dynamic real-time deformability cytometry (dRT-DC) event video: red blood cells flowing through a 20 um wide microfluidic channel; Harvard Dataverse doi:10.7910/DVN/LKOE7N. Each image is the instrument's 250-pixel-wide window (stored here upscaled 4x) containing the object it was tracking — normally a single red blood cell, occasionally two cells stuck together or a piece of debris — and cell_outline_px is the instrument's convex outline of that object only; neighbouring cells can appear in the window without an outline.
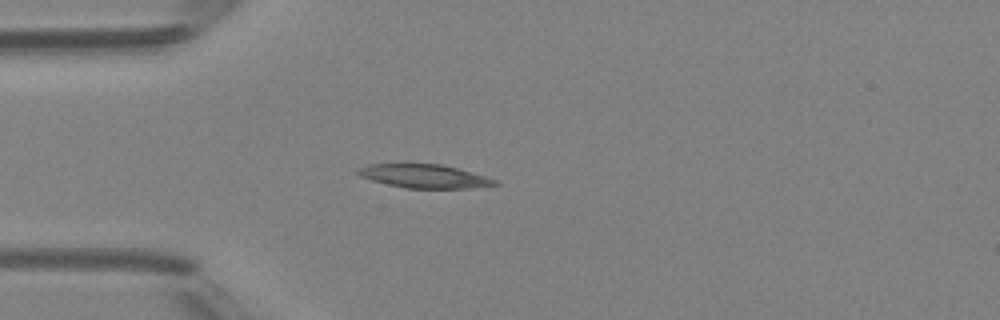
{"species": "Egyptian fruit bat (a non-hibernating species)", "species_latin": "Rousettus aegyptiacus", "temperature_condition": "room temperature", "stored_images_in_passage": 36, "camera_frame_rate_fps": 3000, "um_per_image_px": 0.085, "animal": {"sex": "female"}, "frame": {"image": 1, "passage_image": 1, "time_ms": 0.0, "image_size_px": [1000, 320], "cell_outline_px": [[500, 184], [468, 188], [404, 188], [372, 180], [360, 176], [356, 172], [356, 168], [368, 164], [440, 164], [456, 168], [484, 176], [496, 180]], "centroid_in_image_um": [36.01, 14.97], "position_along_channel_um": 49.0, "area_um2": 18.55}}
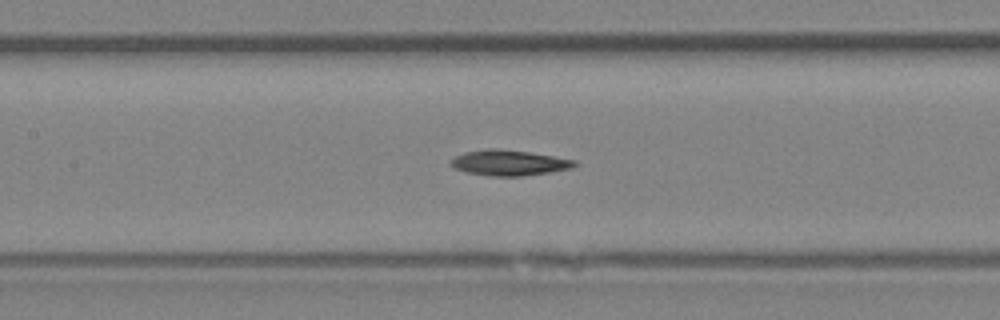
{"frame": {"image": 2, "passage_image": 10, "time_ms": 3.0, "image_size_px": [1000, 320], "cell_outline_px": [[576, 164], [572, 168], [548, 172], [520, 176], [492, 176], [468, 172], [456, 168], [448, 164], [456, 156], [468, 152], [488, 148], [496, 148], [528, 152], [576, 160]], "centroid_in_image_um": [43.27, 13.83], "position_along_channel_um": 164.1, "area_um2": 17.98}}
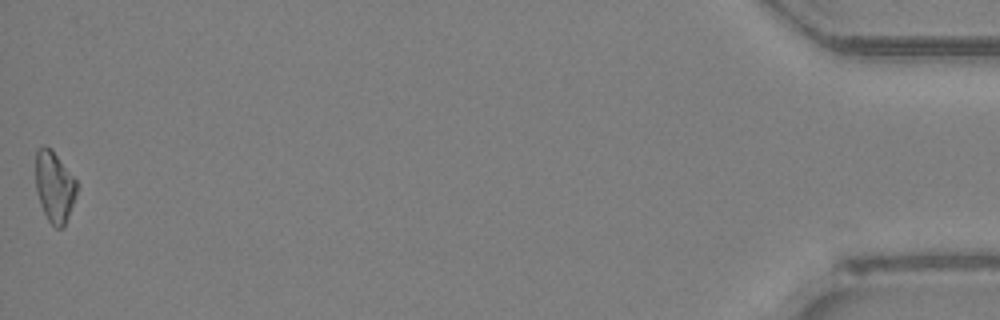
{"frame": {"image": 3, "passage_image": 36, "time_ms": 11.667, "image_size_px": [1000, 320], "cell_outline_px": [[76, 192], [64, 228], [56, 228], [48, 220], [40, 204], [36, 192], [36, 148], [44, 144], [52, 148], [76, 180]], "centroid_in_image_um": [4.6, 15.83], "position_along_channel_um": 430.6, "area_um2": 16.99}}